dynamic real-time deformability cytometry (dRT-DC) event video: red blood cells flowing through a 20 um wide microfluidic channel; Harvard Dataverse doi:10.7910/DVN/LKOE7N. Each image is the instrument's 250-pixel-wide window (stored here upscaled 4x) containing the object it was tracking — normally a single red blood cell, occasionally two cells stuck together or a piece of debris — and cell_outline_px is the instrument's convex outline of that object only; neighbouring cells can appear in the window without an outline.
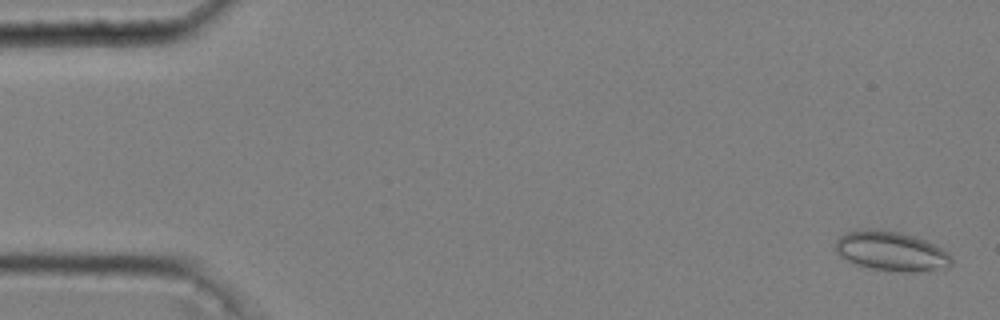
{"species": "common noctule bat (a hibernating species)", "species_latin": "Nyctalus noctula", "temperature_condition": "cold", "stored_images_in_passage": 53, "camera_frame_rate_fps": 3000, "um_per_image_px": 0.085, "animal": {"sex": "male", "body_mass_g": 20.4}, "frame": {"image": 1, "passage_image": 2, "time_ms": 0.333, "image_size_px": [1000, 320], "cell_outline_px": [[952, 264], [948, 268], [920, 272], [900, 272], [872, 268], [856, 264], [840, 256], [836, 252], [836, 240], [844, 232], [876, 228], [900, 232], [924, 240], [948, 252], [952, 256]], "centroid_in_image_um": [75.77, 21.36], "position_along_channel_um": 9.2, "area_um2": 26.76}}
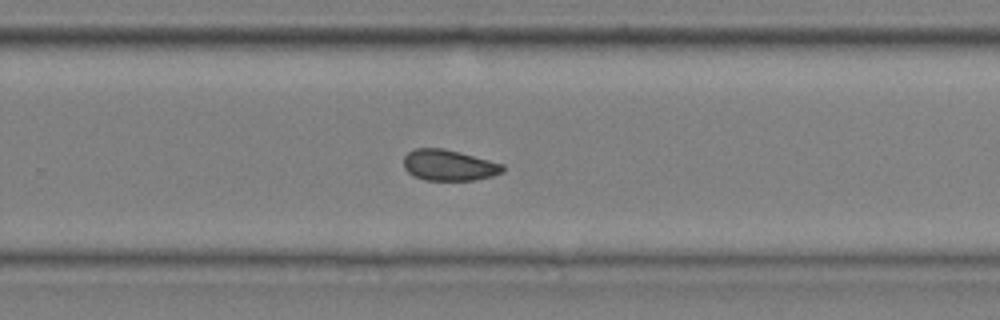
{"frame": {"image": 2, "passage_image": 36, "time_ms": 11.667, "image_size_px": [1000, 320], "cell_outline_px": [[504, 172], [492, 176], [476, 180], [424, 180], [408, 172], [404, 168], [404, 156], [408, 152], [416, 148], [444, 148], [460, 152], [504, 164]], "centroid_in_image_um": [38.17, 14.04], "position_along_channel_um": 291.6, "area_um2": 17.92}}
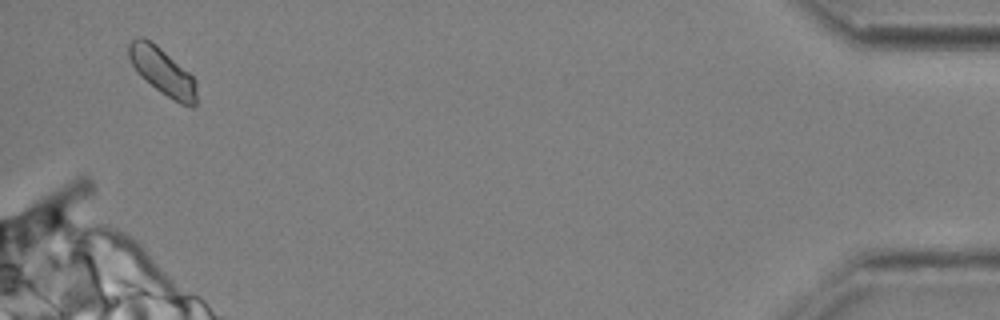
{"frame": {"image": 3, "passage_image": 52, "time_ms": 17.0, "image_size_px": [1000, 320], "cell_outline_px": [[196, 104], [192, 108], [180, 104], [160, 92], [136, 72], [128, 56], [128, 44], [136, 36], [144, 36], [156, 44], [188, 72], [196, 80]], "centroid_in_image_um": [13.8, 6.07], "position_along_channel_um": 421.4, "area_um2": 18.67}, "authors_computed_cell_mechanics": {"area_um2": 18.3804, "velocity_mm_per_s": 3.619, "shape_relaxation_time_tau1_ms": null, "shape_relaxation_time_tau2_ms": 3.3819, "deformation_change_tau1": null, "deformation_change_tau2": 0.0735}}